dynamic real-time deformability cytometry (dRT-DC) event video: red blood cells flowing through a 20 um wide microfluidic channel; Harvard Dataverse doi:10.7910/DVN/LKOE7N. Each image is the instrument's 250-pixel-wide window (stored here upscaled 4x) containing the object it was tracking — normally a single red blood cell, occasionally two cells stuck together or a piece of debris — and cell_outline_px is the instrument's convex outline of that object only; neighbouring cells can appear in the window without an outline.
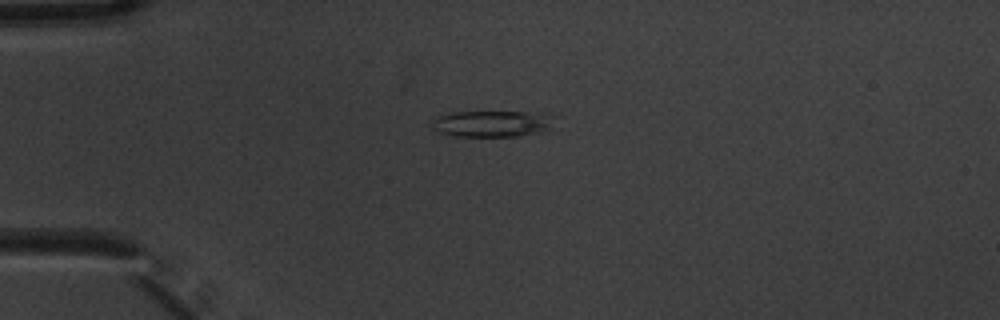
{"species": "common noctule bat (a hibernating species)", "species_latin": "Nyctalus noctula", "temperature_condition": "warm", "stored_images_in_passage": 5, "camera_frame_rate_fps": 3000, "um_per_image_px": 0.085, "animal": {"sex": "male", "body_mass_g": 20.1, "forearm_length_mm": 53.5}, "frame": {"image": 1, "passage_image": 1, "time_ms": 0.0, "image_size_px": [1000, 320], "cell_outline_px": [[560, 128], [540, 132], [516, 136], [456, 136], [440, 132], [432, 124], [432, 116], [452, 112], [540, 112], [560, 116]], "centroid_in_image_um": [42.07, 10.49], "position_along_channel_um": 42.9, "area_um2": 19.71}}
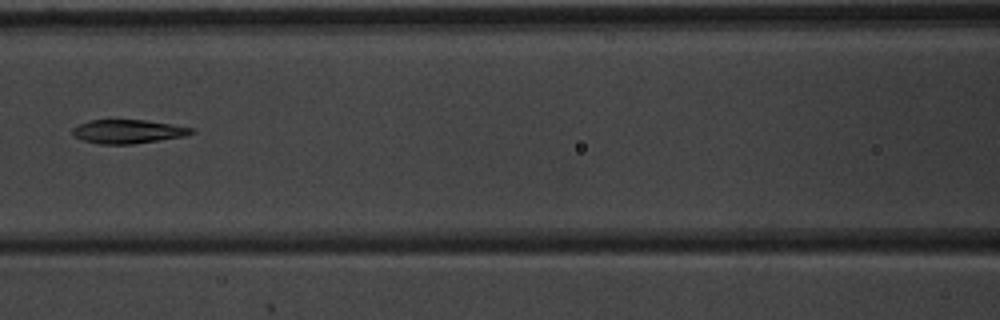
{"frame": {"image": 2, "passage_image": 4, "time_ms": 1.0, "image_size_px": [1000, 320], "cell_outline_px": [[196, 132], [184, 136], [132, 144], [100, 144], [84, 140], [76, 136], [72, 132], [72, 128], [80, 124], [92, 120], [144, 120], [196, 128]], "centroid_in_image_um": [10.92, 11.17], "position_along_channel_um": 155.7, "area_um2": 16.24}}
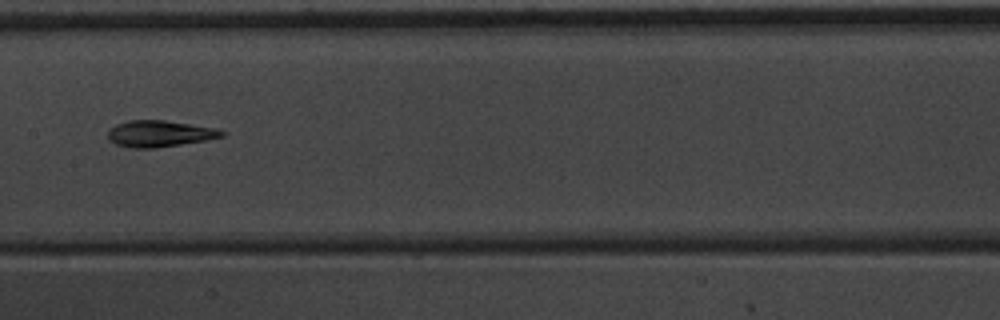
{"frame": {"image": 3, "passage_image": 5, "time_ms": 1.333, "image_size_px": [1000, 320], "cell_outline_px": [[228, 132], [224, 136], [204, 140], [156, 148], [128, 148], [116, 144], [108, 140], [108, 128], [116, 124], [128, 120], [164, 120], [220, 128]], "centroid_in_image_um": [13.57, 11.35], "position_along_channel_um": 193.8, "area_um2": 17.8}}